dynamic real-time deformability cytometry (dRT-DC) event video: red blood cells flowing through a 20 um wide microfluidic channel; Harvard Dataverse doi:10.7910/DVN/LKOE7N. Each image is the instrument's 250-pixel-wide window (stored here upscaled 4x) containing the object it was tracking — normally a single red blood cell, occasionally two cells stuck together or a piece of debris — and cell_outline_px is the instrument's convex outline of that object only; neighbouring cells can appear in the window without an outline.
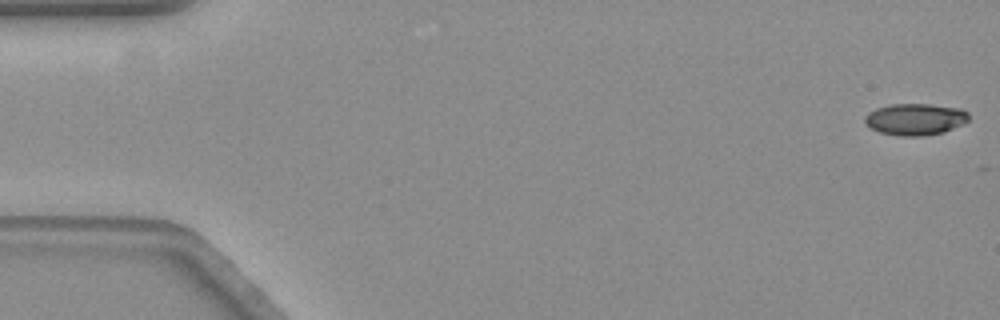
{"species": "common noctule bat (a hibernating species)", "species_latin": "Nyctalus noctula", "temperature_condition": "warm", "stored_images_in_passage": 9, "camera_frame_rate_fps": 3000, "um_per_image_px": 0.085, "animal": {"sex": "female", "body_mass_g": 19.3, "forearm_length_mm": 54.1}, "frame": {"image": 1, "passage_image": 1, "time_ms": 0.0, "image_size_px": [1000, 320], "cell_outline_px": [[968, 120], [944, 132], [920, 136], [904, 136], [880, 132], [872, 128], [864, 120], [864, 116], [868, 112], [876, 108], [892, 104], [928, 104], [960, 108], [968, 112]], "centroid_in_image_um": [77.78, 10.12], "position_along_channel_um": 7.2, "area_um2": 18.9}}